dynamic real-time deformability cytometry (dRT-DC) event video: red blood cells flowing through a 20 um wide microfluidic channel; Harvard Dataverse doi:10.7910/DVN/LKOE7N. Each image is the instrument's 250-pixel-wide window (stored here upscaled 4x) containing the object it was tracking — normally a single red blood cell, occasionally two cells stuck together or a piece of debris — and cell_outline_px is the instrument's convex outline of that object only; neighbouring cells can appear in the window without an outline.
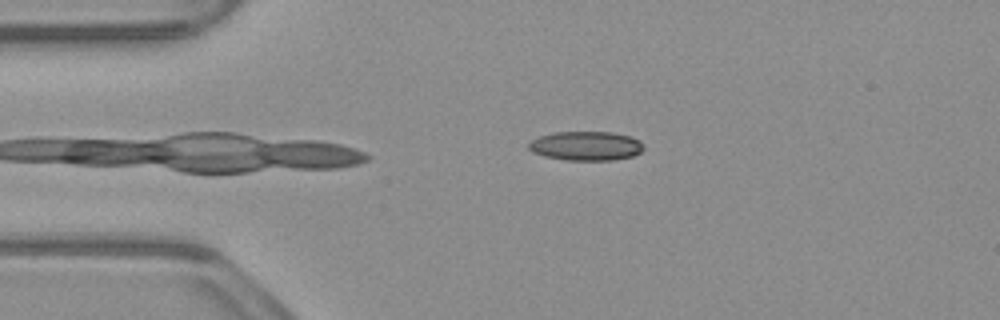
{"species": "common noctule bat (a hibernating species)", "species_latin": "Nyctalus noctula", "temperature_condition": "warm", "stored_images_in_passage": 15, "camera_frame_rate_fps": 3000, "um_per_image_px": 0.085, "animal": {"sex": "male", "body_mass_g": 23.1, "forearm_length_mm": 52.7}, "frame": {"image": 1, "passage_image": 15, "time_ms": 4.667, "image_size_px": [1000, 320], "cell_outline_px": [[644, 148], [640, 152], [632, 156], [612, 160], [564, 160], [544, 156], [532, 152], [528, 148], [528, 144], [532, 140], [540, 136], [552, 132], [612, 132], [632, 136], [640, 140], [644, 144]], "centroid_in_image_um": [49.82, 12.4], "position_along_channel_um": 35.2, "area_um2": 19.71}}